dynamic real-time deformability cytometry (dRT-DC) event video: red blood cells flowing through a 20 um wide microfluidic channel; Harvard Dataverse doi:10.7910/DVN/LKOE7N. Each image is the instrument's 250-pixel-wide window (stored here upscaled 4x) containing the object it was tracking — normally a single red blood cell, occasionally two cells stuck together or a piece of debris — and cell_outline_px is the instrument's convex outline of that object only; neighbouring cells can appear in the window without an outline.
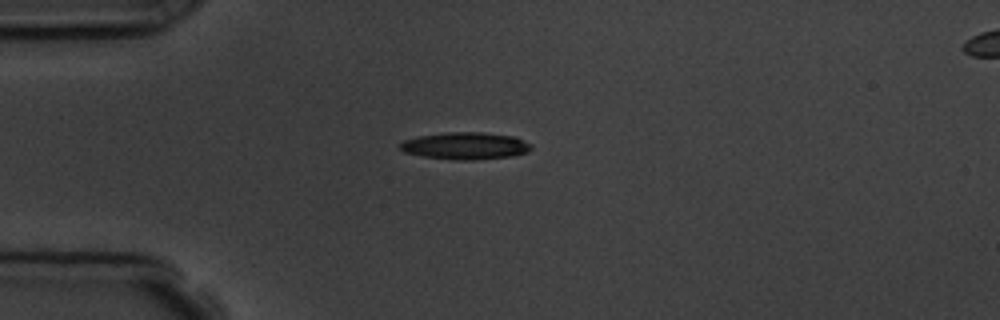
{"species": "common noctule bat (a hibernating species)", "species_latin": "Nyctalus noctula", "temperature_condition": "room temperature", "stored_images_in_passage": 4, "camera_frame_rate_fps": 3000, "um_per_image_px": 0.085, "animal": {"sex": "male", "body_mass_g": 19.5, "forearm_length_mm": 54.6}, "frame": {"image": 1, "passage_image": 1, "time_ms": 0.0, "image_size_px": [1000, 320], "cell_outline_px": [[532, 148], [528, 152], [512, 156], [472, 160], [456, 160], [424, 156], [404, 152], [400, 148], [400, 144], [404, 140], [416, 136], [448, 132], [484, 132], [512, 136], [524, 140], [532, 144]], "centroid_in_image_um": [39.58, 12.39], "position_along_channel_um": 45.4, "area_um2": 20.75}}